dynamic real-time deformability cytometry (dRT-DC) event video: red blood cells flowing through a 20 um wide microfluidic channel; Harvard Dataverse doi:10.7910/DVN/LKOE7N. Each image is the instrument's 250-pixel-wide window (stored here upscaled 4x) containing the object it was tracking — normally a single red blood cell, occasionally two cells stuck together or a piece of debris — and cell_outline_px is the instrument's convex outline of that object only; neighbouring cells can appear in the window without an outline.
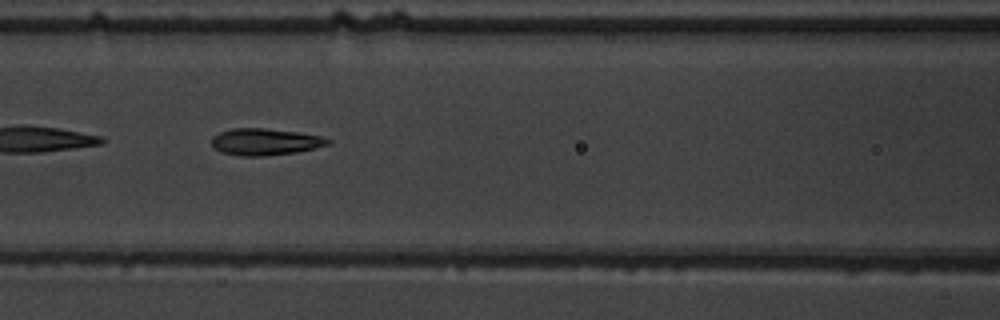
{"species": "common noctule bat (a hibernating species)", "species_latin": "Nyctalus noctula", "temperature_condition": "warm", "stored_images_in_passage": 30, "camera_frame_rate_fps": 3000, "um_per_image_px": 0.085, "animal": {"sex": "male", "body_mass_g": 19.5, "forearm_length_mm": 54.6}, "frame": {"image": 1, "passage_image": 26, "time_ms": 8.333, "image_size_px": [1000, 320], "cell_outline_px": [[332, 144], [316, 148], [296, 152], [264, 156], [240, 156], [220, 152], [212, 144], [212, 136], [220, 132], [232, 128], [264, 128], [296, 132], [320, 136], [332, 140]], "centroid_in_image_um": [22.55, 12.06], "position_along_channel_um": 144.1, "area_um2": 18.15}}
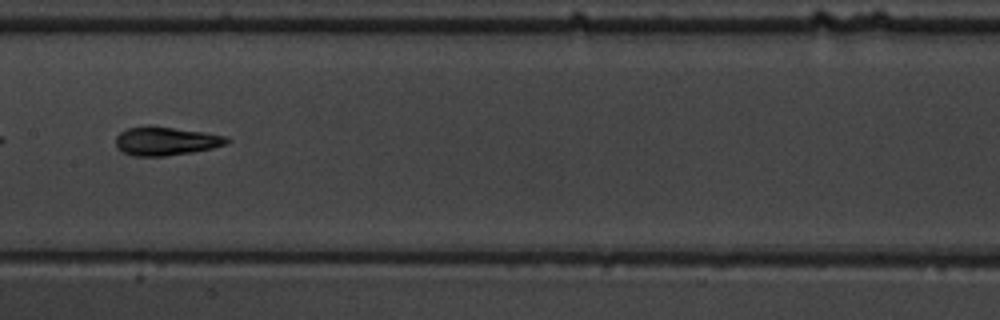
{"frame": {"image": 2, "passage_image": 30, "time_ms": 9.667, "image_size_px": [1000, 320], "cell_outline_px": [[232, 140], [228, 144], [212, 148], [192, 152], [164, 156], [132, 156], [120, 152], [116, 148], [116, 136], [120, 132], [128, 128], [148, 124], [204, 132], [228, 136]], "centroid_in_image_um": [14.09, 11.98], "position_along_channel_um": 193.3, "area_um2": 18.96}}